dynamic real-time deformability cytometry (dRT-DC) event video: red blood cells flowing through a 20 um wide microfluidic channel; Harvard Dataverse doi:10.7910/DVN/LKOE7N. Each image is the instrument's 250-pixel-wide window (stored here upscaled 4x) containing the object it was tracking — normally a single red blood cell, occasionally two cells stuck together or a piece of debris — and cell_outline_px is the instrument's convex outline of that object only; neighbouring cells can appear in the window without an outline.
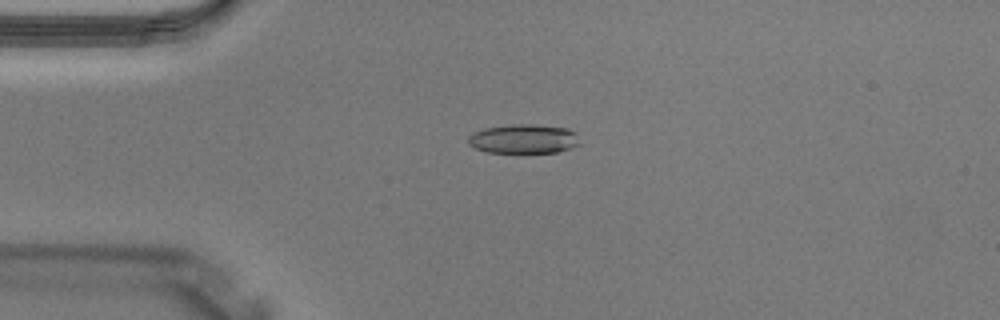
{"species": "Egyptian fruit bat (a non-hibernating species)", "species_latin": "Rousettus aegyptiacus", "temperature_condition": "warm", "stored_images_in_passage": 2, "camera_frame_rate_fps": 3000, "um_per_image_px": 0.085, "animal": {"sex": "male"}, "frame": {"image": 1, "passage_image": 2, "time_ms": 0.333, "image_size_px": [1000, 320], "cell_outline_px": [[580, 144], [556, 152], [488, 152], [476, 148], [468, 144], [468, 136], [472, 132], [484, 128], [512, 124], [532, 124], [568, 128], [576, 132]], "centroid_in_image_um": [44.49, 11.79], "position_along_channel_um": 40.5, "area_um2": 18.96}}